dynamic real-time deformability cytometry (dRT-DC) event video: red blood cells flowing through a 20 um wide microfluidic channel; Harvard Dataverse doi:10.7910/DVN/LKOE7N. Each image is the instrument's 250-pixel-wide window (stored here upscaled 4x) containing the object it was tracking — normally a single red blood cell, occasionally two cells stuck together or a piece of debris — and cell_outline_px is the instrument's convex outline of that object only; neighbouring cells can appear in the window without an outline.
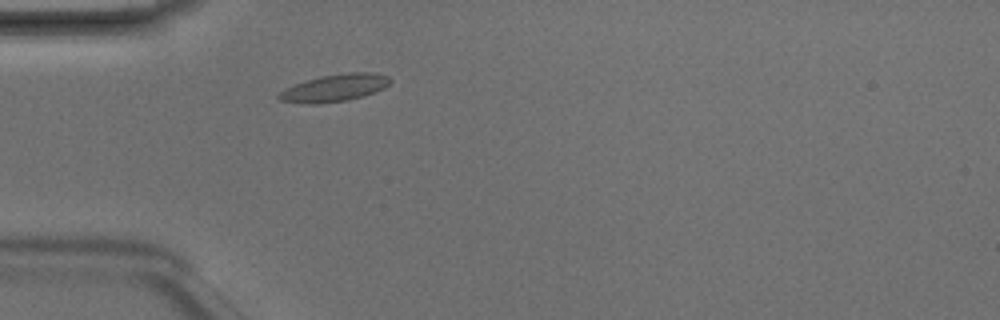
{"species": "Egyptian fruit bat (a non-hibernating species)", "species_latin": "Rousettus aegyptiacus", "temperature_condition": "room temperature", "stored_images_in_passage": 1, "camera_frame_rate_fps": 3000, "um_per_image_px": 0.085, "animal": {"sex": "male"}, "frame": {"image": 1, "passage_image": 1, "time_ms": 0.0, "image_size_px": [1000, 320], "cell_outline_px": [[392, 80], [384, 88], [364, 96], [348, 100], [316, 104], [304, 104], [280, 100], [276, 96], [280, 92], [296, 84], [308, 80], [324, 76], [348, 72], [368, 72], [388, 76]], "centroid_in_image_um": [28.46, 7.48], "position_along_channel_um": 56.5, "area_um2": 17.4}}